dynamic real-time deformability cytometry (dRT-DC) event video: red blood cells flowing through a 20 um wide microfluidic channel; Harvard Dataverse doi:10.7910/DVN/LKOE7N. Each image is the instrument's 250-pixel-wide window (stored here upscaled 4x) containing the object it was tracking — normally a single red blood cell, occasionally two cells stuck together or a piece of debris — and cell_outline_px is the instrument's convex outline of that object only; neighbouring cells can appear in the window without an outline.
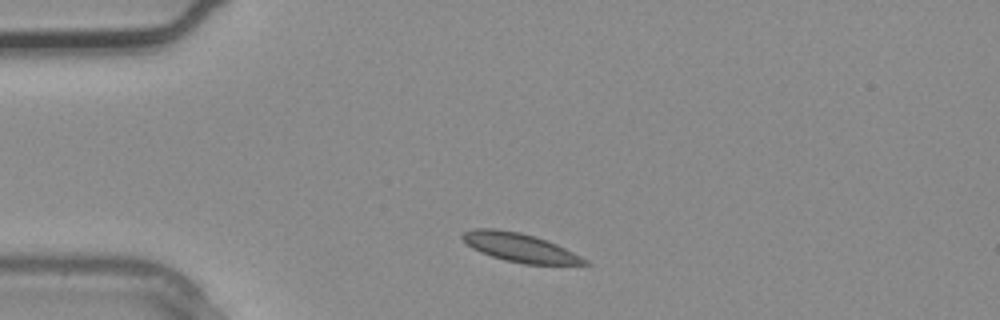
{"species": "common noctule bat (a hibernating species)", "species_latin": "Nyctalus noctula", "temperature_condition": "warm", "stored_images_in_passage": 1, "camera_frame_rate_fps": 3000, "um_per_image_px": 0.085, "animal": {"sex": "male", "body_mass_g": 20.4}, "frame": {"image": 1, "passage_image": 1, "time_ms": 0.0, "image_size_px": [1000, 320], "cell_outline_px": [[592, 264], [524, 264], [504, 260], [480, 252], [472, 248], [460, 236], [464, 232], [472, 228], [496, 228], [520, 232], [536, 236], [556, 244], [588, 260]], "centroid_in_image_um": [44.15, 21.02], "position_along_channel_um": 40.8, "area_um2": 20.35}}